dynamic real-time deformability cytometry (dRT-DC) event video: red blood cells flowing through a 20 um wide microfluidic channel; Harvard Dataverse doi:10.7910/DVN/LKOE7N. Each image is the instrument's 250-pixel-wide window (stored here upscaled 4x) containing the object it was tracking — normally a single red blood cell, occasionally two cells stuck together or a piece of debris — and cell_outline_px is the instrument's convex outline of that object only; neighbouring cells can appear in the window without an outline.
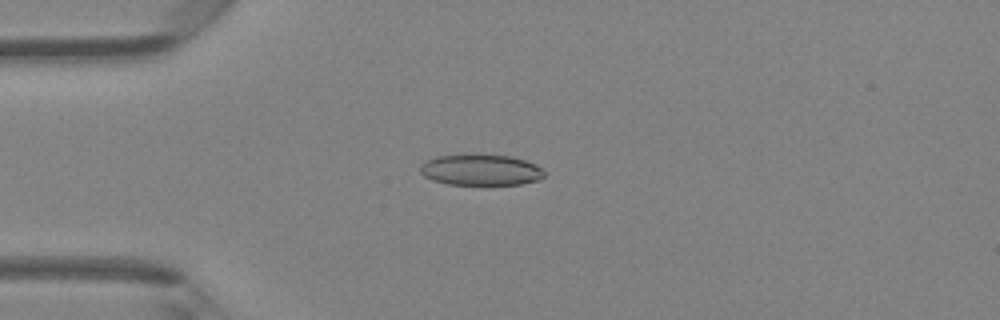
{"species": "Egyptian fruit bat (a non-hibernating species)", "species_latin": "Rousettus aegyptiacus", "temperature_condition": "room temperature", "stored_images_in_passage": 2, "camera_frame_rate_fps": 3000, "um_per_image_px": 0.085, "animal": {"sex": "female"}, "frame": {"image": 1, "passage_image": 2, "time_ms": 0.333, "image_size_px": [1000, 320], "cell_outline_px": [[544, 176], [540, 180], [520, 184], [448, 184], [432, 180], [424, 176], [420, 172], [420, 164], [424, 160], [436, 156], [464, 152], [476, 152], [512, 156], [536, 164], [544, 172]], "centroid_in_image_um": [40.81, 14.39], "position_along_channel_um": 44.2, "area_um2": 23.29}}